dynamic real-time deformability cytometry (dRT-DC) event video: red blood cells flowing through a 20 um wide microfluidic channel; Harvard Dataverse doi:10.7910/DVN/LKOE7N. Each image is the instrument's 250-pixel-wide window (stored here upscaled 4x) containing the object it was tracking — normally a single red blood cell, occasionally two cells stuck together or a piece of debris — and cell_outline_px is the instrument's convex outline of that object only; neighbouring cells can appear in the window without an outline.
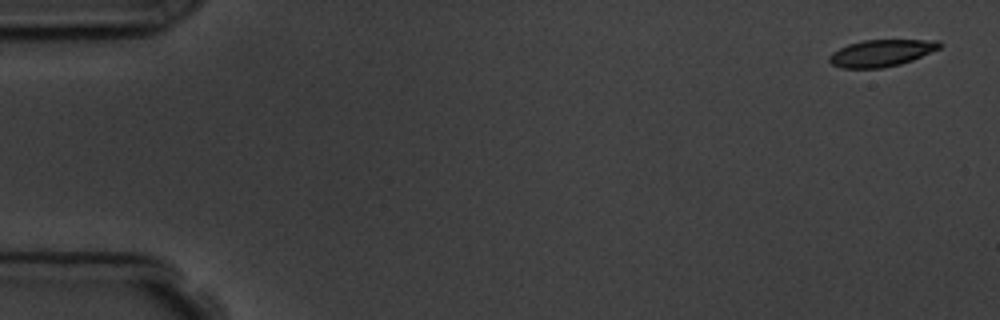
{"species": "common noctule bat (a hibernating species)", "species_latin": "Nyctalus noctula", "temperature_condition": "room temperature", "stored_images_in_passage": 5, "camera_frame_rate_fps": 3000, "um_per_image_px": 0.085, "animal": {"sex": "male", "body_mass_g": 19.5, "forearm_length_mm": 54.6}, "frame": {"image": 1, "passage_image": 1, "time_ms": 0.0, "image_size_px": [1000, 320], "cell_outline_px": [[940, 48], [912, 60], [900, 64], [880, 68], [840, 68], [832, 64], [828, 60], [828, 56], [832, 52], [848, 44], [864, 40], [940, 40]], "centroid_in_image_um": [74.88, 4.51], "position_along_channel_um": 10.1, "area_um2": 17.17}}
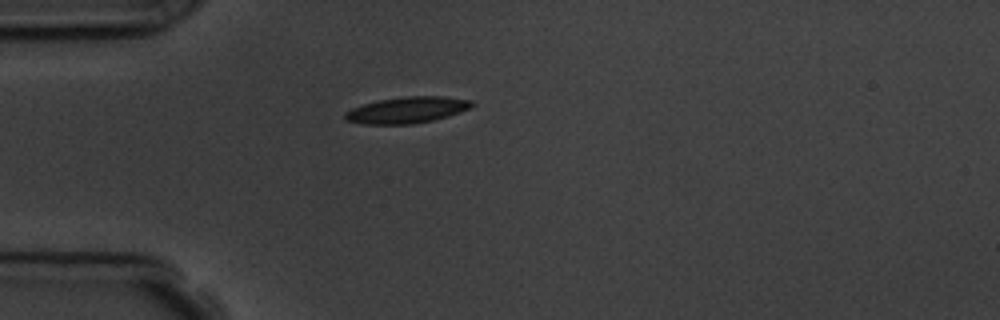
{"frame": {"image": 2, "passage_image": 4, "time_ms": 4.333, "image_size_px": [1000, 320], "cell_outline_px": [[476, 104], [472, 108], [448, 116], [432, 120], [412, 124], [364, 124], [344, 120], [344, 112], [352, 108], [376, 100], [404, 96], [444, 96], [472, 100]], "centroid_in_image_um": [34.61, 9.34], "position_along_channel_um": 50.4, "area_um2": 19.65}}